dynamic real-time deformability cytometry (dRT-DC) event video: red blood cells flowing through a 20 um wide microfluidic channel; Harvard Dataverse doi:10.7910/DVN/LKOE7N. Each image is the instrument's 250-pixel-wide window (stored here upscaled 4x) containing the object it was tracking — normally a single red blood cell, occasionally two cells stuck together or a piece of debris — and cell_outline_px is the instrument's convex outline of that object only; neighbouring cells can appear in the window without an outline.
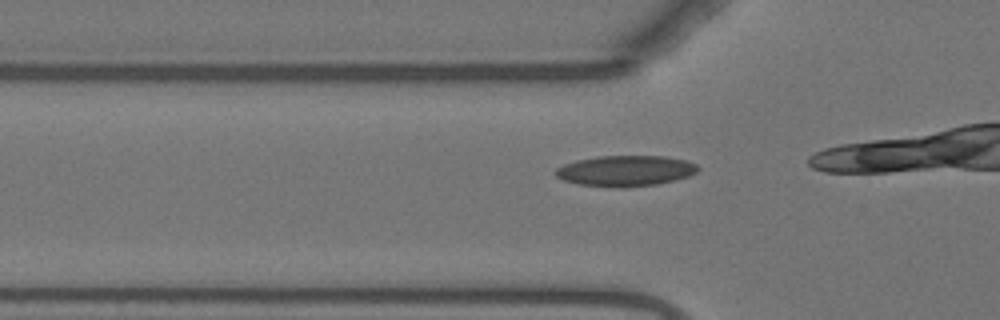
{"species": "Egyptian fruit bat (a non-hibernating species)", "species_latin": "Rousettus aegyptiacus", "temperature_condition": "warm", "stored_images_in_passage": 9, "camera_frame_rate_fps": 3000, "um_per_image_px": 0.085, "animal": {"sex": "female"}, "frame": {"image": 1, "passage_image": 4, "time_ms": 1.0, "image_size_px": [1000, 320], "cell_outline_px": [[700, 168], [696, 172], [688, 176], [656, 184], [624, 188], [576, 184], [564, 180], [556, 176], [552, 172], [556, 168], [564, 164], [576, 160], [600, 156], [664, 156], [684, 160], [696, 164]], "centroid_in_image_um": [53.12, 14.52], "position_along_channel_um": 72.7, "area_um2": 25.43}}
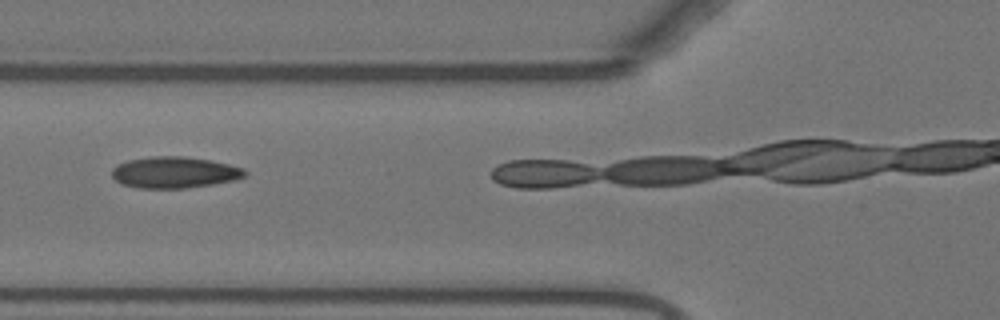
{"frame": {"image": 2, "passage_image": 7, "time_ms": 2.0, "image_size_px": [1000, 320], "cell_outline_px": [[248, 172], [244, 176], [236, 180], [212, 184], [184, 188], [140, 188], [120, 184], [112, 176], [112, 168], [128, 160], [152, 156], [180, 156], [208, 160], [228, 164], [244, 168]], "centroid_in_image_um": [14.83, 14.66], "position_along_channel_um": 111.0, "area_um2": 24.16}}